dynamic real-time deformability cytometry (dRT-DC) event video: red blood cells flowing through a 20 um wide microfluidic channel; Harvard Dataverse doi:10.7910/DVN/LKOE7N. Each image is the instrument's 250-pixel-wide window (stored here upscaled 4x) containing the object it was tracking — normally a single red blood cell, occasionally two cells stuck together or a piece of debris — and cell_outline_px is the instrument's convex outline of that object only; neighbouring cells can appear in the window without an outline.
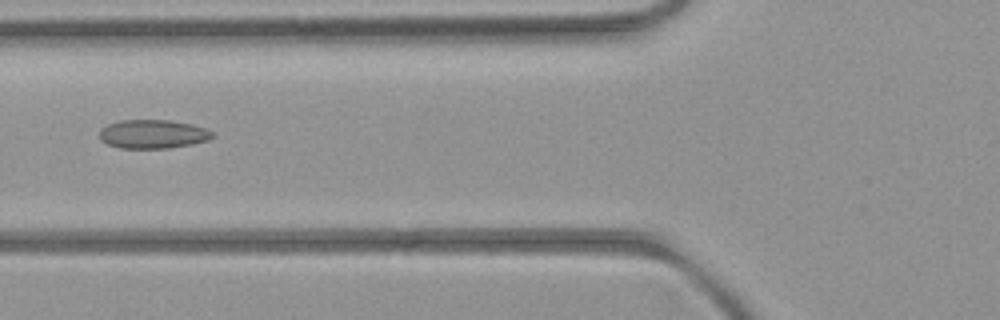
{"species": "common noctule bat (a hibernating species)", "species_latin": "Nyctalus noctula", "temperature_condition": "room temperature", "stored_images_in_passage": 6, "camera_frame_rate_fps": 3000, "um_per_image_px": 0.085, "animal": {"sex": "female", "body_mass_g": 21.9}, "frame": {"image": 1, "passage_image": 5, "time_ms": 4.667, "image_size_px": [1000, 320], "cell_outline_px": [[216, 136], [208, 140], [192, 144], [168, 148], [120, 148], [108, 144], [100, 140], [100, 128], [108, 124], [120, 120], [172, 120], [192, 124], [208, 128]], "centroid_in_image_um": [13.02, 11.39], "position_along_channel_um": 112.8, "area_um2": 19.13}}
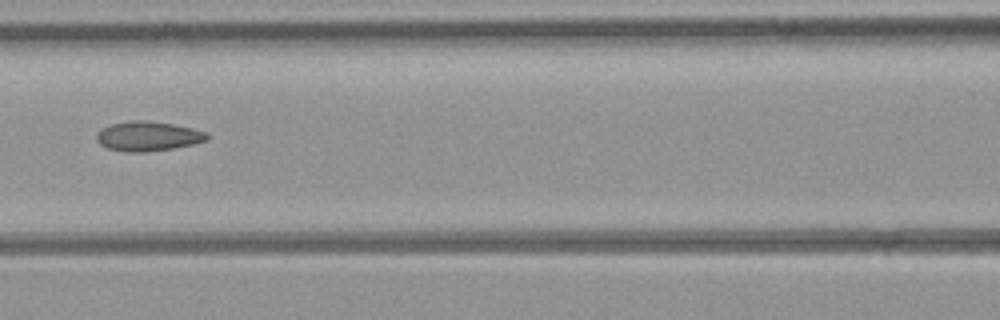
{"frame": {"image": 2, "passage_image": 6, "time_ms": 5.667, "image_size_px": [1000, 320], "cell_outline_px": [[208, 140], [192, 144], [172, 148], [144, 152], [124, 152], [108, 148], [100, 144], [96, 140], [96, 132], [112, 124], [132, 120], [148, 120], [172, 124], [192, 128], [208, 132]], "centroid_in_image_um": [12.57, 11.57], "position_along_channel_um": 154.0, "area_um2": 19.02}}